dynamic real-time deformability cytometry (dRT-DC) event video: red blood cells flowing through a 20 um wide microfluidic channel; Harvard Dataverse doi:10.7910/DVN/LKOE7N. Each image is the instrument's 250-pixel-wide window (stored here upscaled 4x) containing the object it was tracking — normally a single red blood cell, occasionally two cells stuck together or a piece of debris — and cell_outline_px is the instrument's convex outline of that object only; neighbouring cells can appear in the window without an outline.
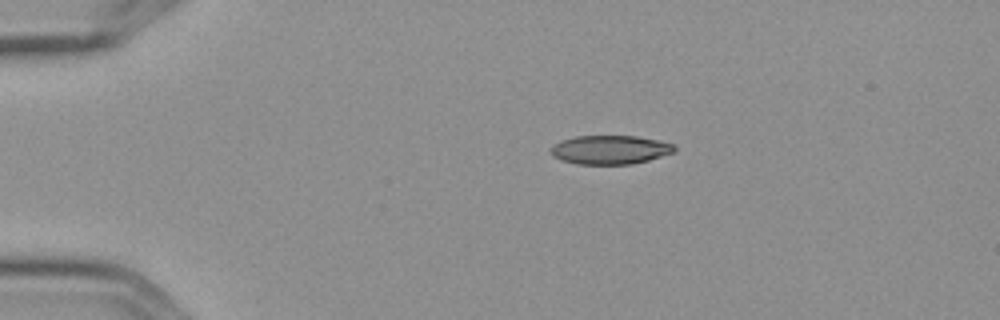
{"species": "Egyptian fruit bat (a non-hibernating species)", "species_latin": "Rousettus aegyptiacus", "temperature_condition": "cold", "stored_images_in_passage": 4, "camera_frame_rate_fps": 3000, "um_per_image_px": 0.085, "frame": {"image": 1, "passage_image": 1, "time_ms": 0.0, "image_size_px": [1000, 320], "cell_outline_px": [[676, 152], [648, 160], [632, 164], [576, 164], [560, 160], [552, 156], [552, 144], [560, 140], [576, 136], [636, 136], [656, 140], [672, 144], [676, 148]], "centroid_in_image_um": [51.83, 12.73], "position_along_channel_um": 33.2, "area_um2": 20.81}}
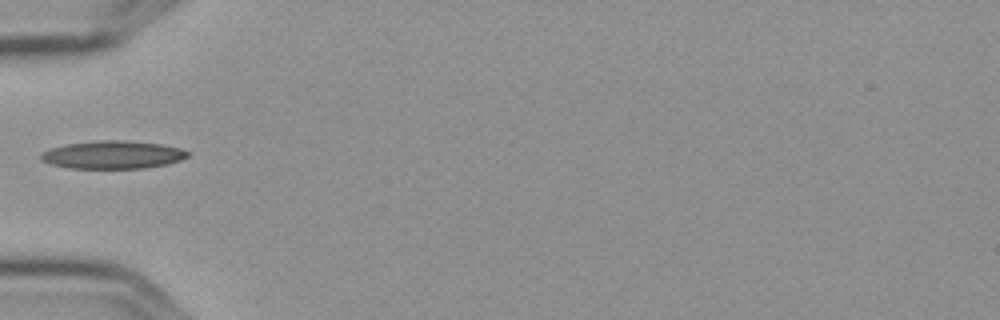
{"frame": {"image": 2, "passage_image": 3, "time_ms": 0.667, "image_size_px": [1000, 320], "cell_outline_px": [[188, 156], [180, 160], [168, 164], [144, 168], [68, 168], [52, 164], [40, 160], [40, 152], [64, 144], [96, 140], [124, 140], [160, 144], [180, 148], [188, 152]], "centroid_in_image_um": [9.55, 13.15], "position_along_channel_um": 75.5, "area_um2": 23.93}}
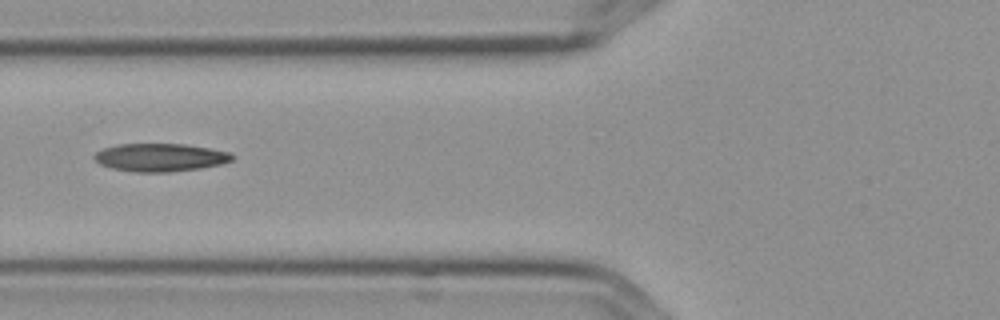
{"frame": {"image": 3, "passage_image": 4, "time_ms": 1.0, "image_size_px": [1000, 320], "cell_outline_px": [[236, 156], [232, 160], [220, 164], [200, 168], [168, 172], [136, 172], [112, 168], [100, 164], [92, 156], [96, 152], [104, 148], [120, 144], [188, 144], [232, 152]], "centroid_in_image_um": [13.66, 13.37], "position_along_channel_um": 112.1, "area_um2": 22.54}}